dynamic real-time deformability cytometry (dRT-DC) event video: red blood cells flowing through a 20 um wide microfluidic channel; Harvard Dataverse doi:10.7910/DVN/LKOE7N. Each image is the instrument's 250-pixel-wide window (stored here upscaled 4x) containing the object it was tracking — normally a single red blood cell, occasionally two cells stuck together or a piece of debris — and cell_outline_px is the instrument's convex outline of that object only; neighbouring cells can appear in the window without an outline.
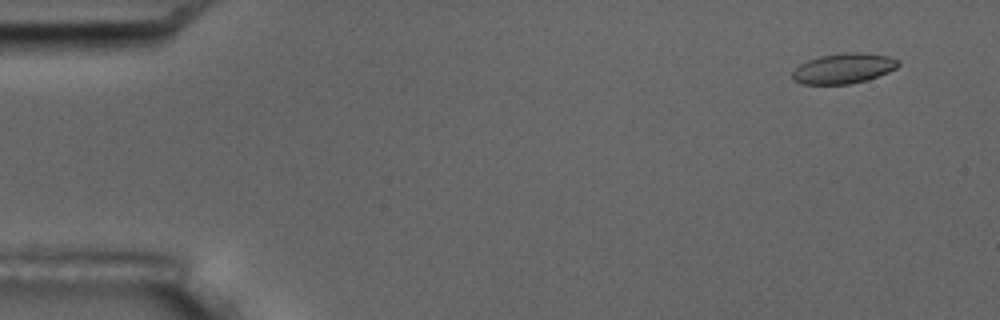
{"species": "common noctule bat (a hibernating species)", "species_latin": "Nyctalus noctula", "temperature_condition": "room temperature", "stored_images_in_passage": 4, "camera_frame_rate_fps": 3000, "um_per_image_px": 0.085, "animal": {"sex": "male", "body_mass_g": 17.5, "forearm_length_mm": 52.3}, "frame": {"image": 1, "passage_image": 1, "time_ms": 0.0, "image_size_px": [1000, 320], "cell_outline_px": [[900, 64], [896, 68], [888, 72], [868, 80], [848, 84], [804, 84], [792, 80], [792, 72], [800, 64], [808, 60], [820, 56], [844, 52], [860, 52], [888, 56], [900, 60]], "centroid_in_image_um": [71.71, 5.81], "position_along_channel_um": 13.3, "area_um2": 18.73}}
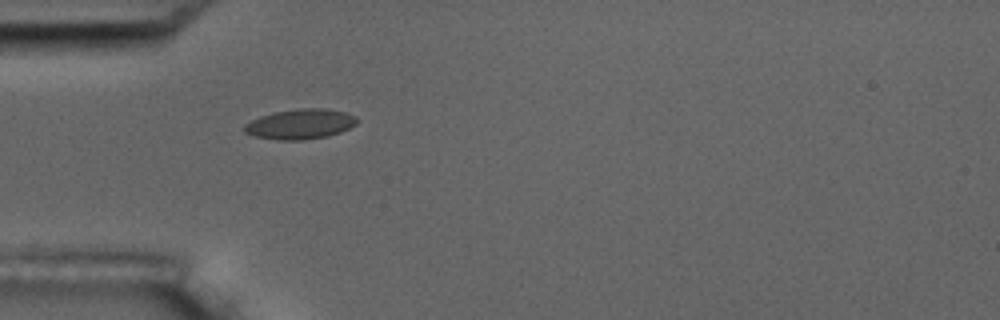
{"frame": {"image": 2, "passage_image": 4, "time_ms": 4.333, "image_size_px": [1000, 320], "cell_outline_px": [[356, 124], [340, 132], [328, 136], [300, 140], [280, 140], [256, 136], [244, 132], [244, 124], [260, 116], [276, 112], [300, 108], [324, 108], [348, 112], [356, 116]], "centroid_in_image_um": [25.54, 10.54], "position_along_channel_um": 59.5, "area_um2": 19.59}}